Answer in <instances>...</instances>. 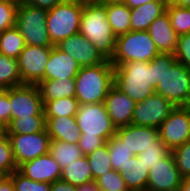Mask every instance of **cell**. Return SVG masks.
Segmentation results:
<instances>
[{
    "instance_id": "6",
    "label": "cell",
    "mask_w": 190,
    "mask_h": 191,
    "mask_svg": "<svg viewBox=\"0 0 190 191\" xmlns=\"http://www.w3.org/2000/svg\"><path fill=\"white\" fill-rule=\"evenodd\" d=\"M83 8L74 0H63L47 12V30L54 46L79 32Z\"/></svg>"
},
{
    "instance_id": "34",
    "label": "cell",
    "mask_w": 190,
    "mask_h": 191,
    "mask_svg": "<svg viewBox=\"0 0 190 191\" xmlns=\"http://www.w3.org/2000/svg\"><path fill=\"white\" fill-rule=\"evenodd\" d=\"M166 11L170 16L171 26L178 36L190 33V8L168 2Z\"/></svg>"
},
{
    "instance_id": "19",
    "label": "cell",
    "mask_w": 190,
    "mask_h": 191,
    "mask_svg": "<svg viewBox=\"0 0 190 191\" xmlns=\"http://www.w3.org/2000/svg\"><path fill=\"white\" fill-rule=\"evenodd\" d=\"M147 31L160 53H175L178 42V35L171 26L170 16L167 11L156 18L149 25Z\"/></svg>"
},
{
    "instance_id": "43",
    "label": "cell",
    "mask_w": 190,
    "mask_h": 191,
    "mask_svg": "<svg viewBox=\"0 0 190 191\" xmlns=\"http://www.w3.org/2000/svg\"><path fill=\"white\" fill-rule=\"evenodd\" d=\"M10 105L9 88L0 90V122L6 126L10 123Z\"/></svg>"
},
{
    "instance_id": "13",
    "label": "cell",
    "mask_w": 190,
    "mask_h": 191,
    "mask_svg": "<svg viewBox=\"0 0 190 191\" xmlns=\"http://www.w3.org/2000/svg\"><path fill=\"white\" fill-rule=\"evenodd\" d=\"M52 48L26 45L17 58L23 84L37 85L45 80V69Z\"/></svg>"
},
{
    "instance_id": "12",
    "label": "cell",
    "mask_w": 190,
    "mask_h": 191,
    "mask_svg": "<svg viewBox=\"0 0 190 191\" xmlns=\"http://www.w3.org/2000/svg\"><path fill=\"white\" fill-rule=\"evenodd\" d=\"M10 122L19 117L45 115L44 103L39 89L34 84H22L9 88Z\"/></svg>"
},
{
    "instance_id": "40",
    "label": "cell",
    "mask_w": 190,
    "mask_h": 191,
    "mask_svg": "<svg viewBox=\"0 0 190 191\" xmlns=\"http://www.w3.org/2000/svg\"><path fill=\"white\" fill-rule=\"evenodd\" d=\"M19 4L0 2V32L16 25V12Z\"/></svg>"
},
{
    "instance_id": "28",
    "label": "cell",
    "mask_w": 190,
    "mask_h": 191,
    "mask_svg": "<svg viewBox=\"0 0 190 191\" xmlns=\"http://www.w3.org/2000/svg\"><path fill=\"white\" fill-rule=\"evenodd\" d=\"M26 46L19 29L13 26L0 32V53L7 57L17 59Z\"/></svg>"
},
{
    "instance_id": "10",
    "label": "cell",
    "mask_w": 190,
    "mask_h": 191,
    "mask_svg": "<svg viewBox=\"0 0 190 191\" xmlns=\"http://www.w3.org/2000/svg\"><path fill=\"white\" fill-rule=\"evenodd\" d=\"M17 167L49 153L50 136L46 129L37 133L7 134Z\"/></svg>"
},
{
    "instance_id": "38",
    "label": "cell",
    "mask_w": 190,
    "mask_h": 191,
    "mask_svg": "<svg viewBox=\"0 0 190 191\" xmlns=\"http://www.w3.org/2000/svg\"><path fill=\"white\" fill-rule=\"evenodd\" d=\"M17 169L18 167L14 160L11 143L8 136H6L0 140V171L6 176H9Z\"/></svg>"
},
{
    "instance_id": "16",
    "label": "cell",
    "mask_w": 190,
    "mask_h": 191,
    "mask_svg": "<svg viewBox=\"0 0 190 191\" xmlns=\"http://www.w3.org/2000/svg\"><path fill=\"white\" fill-rule=\"evenodd\" d=\"M116 135L135 155L143 152L148 147H154V143L160 140L158 129L133 124L117 128Z\"/></svg>"
},
{
    "instance_id": "24",
    "label": "cell",
    "mask_w": 190,
    "mask_h": 191,
    "mask_svg": "<svg viewBox=\"0 0 190 191\" xmlns=\"http://www.w3.org/2000/svg\"><path fill=\"white\" fill-rule=\"evenodd\" d=\"M106 16L116 37L131 31V9L124 2L105 3Z\"/></svg>"
},
{
    "instance_id": "25",
    "label": "cell",
    "mask_w": 190,
    "mask_h": 191,
    "mask_svg": "<svg viewBox=\"0 0 190 191\" xmlns=\"http://www.w3.org/2000/svg\"><path fill=\"white\" fill-rule=\"evenodd\" d=\"M42 101H52L64 97H75V79L42 80L37 84Z\"/></svg>"
},
{
    "instance_id": "45",
    "label": "cell",
    "mask_w": 190,
    "mask_h": 191,
    "mask_svg": "<svg viewBox=\"0 0 190 191\" xmlns=\"http://www.w3.org/2000/svg\"><path fill=\"white\" fill-rule=\"evenodd\" d=\"M152 61H153L154 87H156L161 79V74H162V53L155 56L152 59Z\"/></svg>"
},
{
    "instance_id": "1",
    "label": "cell",
    "mask_w": 190,
    "mask_h": 191,
    "mask_svg": "<svg viewBox=\"0 0 190 191\" xmlns=\"http://www.w3.org/2000/svg\"><path fill=\"white\" fill-rule=\"evenodd\" d=\"M75 79V98L79 104L104 103L114 85V66L105 60L95 66L81 67Z\"/></svg>"
},
{
    "instance_id": "26",
    "label": "cell",
    "mask_w": 190,
    "mask_h": 191,
    "mask_svg": "<svg viewBox=\"0 0 190 191\" xmlns=\"http://www.w3.org/2000/svg\"><path fill=\"white\" fill-rule=\"evenodd\" d=\"M61 180L76 187L93 182V173L87 157L84 155L61 169Z\"/></svg>"
},
{
    "instance_id": "30",
    "label": "cell",
    "mask_w": 190,
    "mask_h": 191,
    "mask_svg": "<svg viewBox=\"0 0 190 191\" xmlns=\"http://www.w3.org/2000/svg\"><path fill=\"white\" fill-rule=\"evenodd\" d=\"M45 115H31L13 119L7 126V134L37 133L45 130Z\"/></svg>"
},
{
    "instance_id": "32",
    "label": "cell",
    "mask_w": 190,
    "mask_h": 191,
    "mask_svg": "<svg viewBox=\"0 0 190 191\" xmlns=\"http://www.w3.org/2000/svg\"><path fill=\"white\" fill-rule=\"evenodd\" d=\"M107 145L112 169L115 171L124 169L128 164L129 159L135 156V154L125 146L124 142L119 139L116 134L107 141Z\"/></svg>"
},
{
    "instance_id": "22",
    "label": "cell",
    "mask_w": 190,
    "mask_h": 191,
    "mask_svg": "<svg viewBox=\"0 0 190 191\" xmlns=\"http://www.w3.org/2000/svg\"><path fill=\"white\" fill-rule=\"evenodd\" d=\"M169 1H153L131 9V31H147L149 25L166 12Z\"/></svg>"
},
{
    "instance_id": "7",
    "label": "cell",
    "mask_w": 190,
    "mask_h": 191,
    "mask_svg": "<svg viewBox=\"0 0 190 191\" xmlns=\"http://www.w3.org/2000/svg\"><path fill=\"white\" fill-rule=\"evenodd\" d=\"M46 10L29 4L20 3L16 12V27L26 45L53 48L47 30Z\"/></svg>"
},
{
    "instance_id": "11",
    "label": "cell",
    "mask_w": 190,
    "mask_h": 191,
    "mask_svg": "<svg viewBox=\"0 0 190 191\" xmlns=\"http://www.w3.org/2000/svg\"><path fill=\"white\" fill-rule=\"evenodd\" d=\"M175 107L162 95L154 93L135 103L131 124L158 129Z\"/></svg>"
},
{
    "instance_id": "39",
    "label": "cell",
    "mask_w": 190,
    "mask_h": 191,
    "mask_svg": "<svg viewBox=\"0 0 190 191\" xmlns=\"http://www.w3.org/2000/svg\"><path fill=\"white\" fill-rule=\"evenodd\" d=\"M171 152L181 177L190 176V140Z\"/></svg>"
},
{
    "instance_id": "3",
    "label": "cell",
    "mask_w": 190,
    "mask_h": 191,
    "mask_svg": "<svg viewBox=\"0 0 190 191\" xmlns=\"http://www.w3.org/2000/svg\"><path fill=\"white\" fill-rule=\"evenodd\" d=\"M79 33L95 46L99 54L111 61L117 37L107 21L105 4L84 6Z\"/></svg>"
},
{
    "instance_id": "20",
    "label": "cell",
    "mask_w": 190,
    "mask_h": 191,
    "mask_svg": "<svg viewBox=\"0 0 190 191\" xmlns=\"http://www.w3.org/2000/svg\"><path fill=\"white\" fill-rule=\"evenodd\" d=\"M80 69L77 61L53 46L45 69V80L74 79Z\"/></svg>"
},
{
    "instance_id": "21",
    "label": "cell",
    "mask_w": 190,
    "mask_h": 191,
    "mask_svg": "<svg viewBox=\"0 0 190 191\" xmlns=\"http://www.w3.org/2000/svg\"><path fill=\"white\" fill-rule=\"evenodd\" d=\"M45 129L51 140L79 143L81 133L75 116L45 117Z\"/></svg>"
},
{
    "instance_id": "53",
    "label": "cell",
    "mask_w": 190,
    "mask_h": 191,
    "mask_svg": "<svg viewBox=\"0 0 190 191\" xmlns=\"http://www.w3.org/2000/svg\"><path fill=\"white\" fill-rule=\"evenodd\" d=\"M7 136V126L0 122V140Z\"/></svg>"
},
{
    "instance_id": "17",
    "label": "cell",
    "mask_w": 190,
    "mask_h": 191,
    "mask_svg": "<svg viewBox=\"0 0 190 191\" xmlns=\"http://www.w3.org/2000/svg\"><path fill=\"white\" fill-rule=\"evenodd\" d=\"M17 170L24 176L37 182L52 184L61 179L60 165L49 153L21 164Z\"/></svg>"
},
{
    "instance_id": "36",
    "label": "cell",
    "mask_w": 190,
    "mask_h": 191,
    "mask_svg": "<svg viewBox=\"0 0 190 191\" xmlns=\"http://www.w3.org/2000/svg\"><path fill=\"white\" fill-rule=\"evenodd\" d=\"M15 187V191H50L51 184L47 182H37L29 179L15 170L9 175Z\"/></svg>"
},
{
    "instance_id": "5",
    "label": "cell",
    "mask_w": 190,
    "mask_h": 191,
    "mask_svg": "<svg viewBox=\"0 0 190 191\" xmlns=\"http://www.w3.org/2000/svg\"><path fill=\"white\" fill-rule=\"evenodd\" d=\"M159 54L148 31H129L116 38L115 53L111 63L122 65L135 61L150 62Z\"/></svg>"
},
{
    "instance_id": "54",
    "label": "cell",
    "mask_w": 190,
    "mask_h": 191,
    "mask_svg": "<svg viewBox=\"0 0 190 191\" xmlns=\"http://www.w3.org/2000/svg\"><path fill=\"white\" fill-rule=\"evenodd\" d=\"M0 2H8L13 4H20L21 0H0Z\"/></svg>"
},
{
    "instance_id": "47",
    "label": "cell",
    "mask_w": 190,
    "mask_h": 191,
    "mask_svg": "<svg viewBox=\"0 0 190 191\" xmlns=\"http://www.w3.org/2000/svg\"><path fill=\"white\" fill-rule=\"evenodd\" d=\"M0 191H15L14 184L9 176H5L0 181Z\"/></svg>"
},
{
    "instance_id": "48",
    "label": "cell",
    "mask_w": 190,
    "mask_h": 191,
    "mask_svg": "<svg viewBox=\"0 0 190 191\" xmlns=\"http://www.w3.org/2000/svg\"><path fill=\"white\" fill-rule=\"evenodd\" d=\"M153 1H168V0H124V3L130 8H136L143 4L153 2Z\"/></svg>"
},
{
    "instance_id": "27",
    "label": "cell",
    "mask_w": 190,
    "mask_h": 191,
    "mask_svg": "<svg viewBox=\"0 0 190 191\" xmlns=\"http://www.w3.org/2000/svg\"><path fill=\"white\" fill-rule=\"evenodd\" d=\"M49 154L60 165L61 169L84 156L78 144L58 140H51Z\"/></svg>"
},
{
    "instance_id": "33",
    "label": "cell",
    "mask_w": 190,
    "mask_h": 191,
    "mask_svg": "<svg viewBox=\"0 0 190 191\" xmlns=\"http://www.w3.org/2000/svg\"><path fill=\"white\" fill-rule=\"evenodd\" d=\"M93 173L94 182L112 169L107 142L93 152L86 155Z\"/></svg>"
},
{
    "instance_id": "31",
    "label": "cell",
    "mask_w": 190,
    "mask_h": 191,
    "mask_svg": "<svg viewBox=\"0 0 190 191\" xmlns=\"http://www.w3.org/2000/svg\"><path fill=\"white\" fill-rule=\"evenodd\" d=\"M45 117L75 116L79 102L75 97H64L52 101H43Z\"/></svg>"
},
{
    "instance_id": "50",
    "label": "cell",
    "mask_w": 190,
    "mask_h": 191,
    "mask_svg": "<svg viewBox=\"0 0 190 191\" xmlns=\"http://www.w3.org/2000/svg\"><path fill=\"white\" fill-rule=\"evenodd\" d=\"M82 6L87 5H102L105 4V0H74Z\"/></svg>"
},
{
    "instance_id": "9",
    "label": "cell",
    "mask_w": 190,
    "mask_h": 191,
    "mask_svg": "<svg viewBox=\"0 0 190 191\" xmlns=\"http://www.w3.org/2000/svg\"><path fill=\"white\" fill-rule=\"evenodd\" d=\"M160 140L170 151L190 140V108L176 106L169 116L161 123Z\"/></svg>"
},
{
    "instance_id": "35",
    "label": "cell",
    "mask_w": 190,
    "mask_h": 191,
    "mask_svg": "<svg viewBox=\"0 0 190 191\" xmlns=\"http://www.w3.org/2000/svg\"><path fill=\"white\" fill-rule=\"evenodd\" d=\"M170 152L167 146L159 140L157 143H154V147H148L136 156L142 160L145 167L151 169L157 163L161 162Z\"/></svg>"
},
{
    "instance_id": "23",
    "label": "cell",
    "mask_w": 190,
    "mask_h": 191,
    "mask_svg": "<svg viewBox=\"0 0 190 191\" xmlns=\"http://www.w3.org/2000/svg\"><path fill=\"white\" fill-rule=\"evenodd\" d=\"M129 191H146L149 168L136 155L129 159L124 169L118 171Z\"/></svg>"
},
{
    "instance_id": "29",
    "label": "cell",
    "mask_w": 190,
    "mask_h": 191,
    "mask_svg": "<svg viewBox=\"0 0 190 191\" xmlns=\"http://www.w3.org/2000/svg\"><path fill=\"white\" fill-rule=\"evenodd\" d=\"M17 59L0 53V90L22 85Z\"/></svg>"
},
{
    "instance_id": "55",
    "label": "cell",
    "mask_w": 190,
    "mask_h": 191,
    "mask_svg": "<svg viewBox=\"0 0 190 191\" xmlns=\"http://www.w3.org/2000/svg\"><path fill=\"white\" fill-rule=\"evenodd\" d=\"M109 2H124V0H105V3H109Z\"/></svg>"
},
{
    "instance_id": "49",
    "label": "cell",
    "mask_w": 190,
    "mask_h": 191,
    "mask_svg": "<svg viewBox=\"0 0 190 191\" xmlns=\"http://www.w3.org/2000/svg\"><path fill=\"white\" fill-rule=\"evenodd\" d=\"M77 191H100V190L96 186V183L93 181L91 183L78 186Z\"/></svg>"
},
{
    "instance_id": "52",
    "label": "cell",
    "mask_w": 190,
    "mask_h": 191,
    "mask_svg": "<svg viewBox=\"0 0 190 191\" xmlns=\"http://www.w3.org/2000/svg\"><path fill=\"white\" fill-rule=\"evenodd\" d=\"M180 190L181 191H190V176L182 178Z\"/></svg>"
},
{
    "instance_id": "56",
    "label": "cell",
    "mask_w": 190,
    "mask_h": 191,
    "mask_svg": "<svg viewBox=\"0 0 190 191\" xmlns=\"http://www.w3.org/2000/svg\"><path fill=\"white\" fill-rule=\"evenodd\" d=\"M6 175L2 172V171H0V181L5 177Z\"/></svg>"
},
{
    "instance_id": "37",
    "label": "cell",
    "mask_w": 190,
    "mask_h": 191,
    "mask_svg": "<svg viewBox=\"0 0 190 191\" xmlns=\"http://www.w3.org/2000/svg\"><path fill=\"white\" fill-rule=\"evenodd\" d=\"M95 183L103 191H129L121 174L115 170L106 172Z\"/></svg>"
},
{
    "instance_id": "18",
    "label": "cell",
    "mask_w": 190,
    "mask_h": 191,
    "mask_svg": "<svg viewBox=\"0 0 190 191\" xmlns=\"http://www.w3.org/2000/svg\"><path fill=\"white\" fill-rule=\"evenodd\" d=\"M135 103V101L114 85L111 87L104 104L116 128L131 124Z\"/></svg>"
},
{
    "instance_id": "42",
    "label": "cell",
    "mask_w": 190,
    "mask_h": 191,
    "mask_svg": "<svg viewBox=\"0 0 190 191\" xmlns=\"http://www.w3.org/2000/svg\"><path fill=\"white\" fill-rule=\"evenodd\" d=\"M105 143L106 141L102 137L81 136L78 145L83 155L86 156Z\"/></svg>"
},
{
    "instance_id": "2",
    "label": "cell",
    "mask_w": 190,
    "mask_h": 191,
    "mask_svg": "<svg viewBox=\"0 0 190 191\" xmlns=\"http://www.w3.org/2000/svg\"><path fill=\"white\" fill-rule=\"evenodd\" d=\"M114 66V86L139 102L155 93L153 61L126 62Z\"/></svg>"
},
{
    "instance_id": "8",
    "label": "cell",
    "mask_w": 190,
    "mask_h": 191,
    "mask_svg": "<svg viewBox=\"0 0 190 191\" xmlns=\"http://www.w3.org/2000/svg\"><path fill=\"white\" fill-rule=\"evenodd\" d=\"M81 136L102 137L106 142L116 134V127L104 103L79 104L75 115Z\"/></svg>"
},
{
    "instance_id": "46",
    "label": "cell",
    "mask_w": 190,
    "mask_h": 191,
    "mask_svg": "<svg viewBox=\"0 0 190 191\" xmlns=\"http://www.w3.org/2000/svg\"><path fill=\"white\" fill-rule=\"evenodd\" d=\"M50 191H77V187L60 179L51 184Z\"/></svg>"
},
{
    "instance_id": "51",
    "label": "cell",
    "mask_w": 190,
    "mask_h": 191,
    "mask_svg": "<svg viewBox=\"0 0 190 191\" xmlns=\"http://www.w3.org/2000/svg\"><path fill=\"white\" fill-rule=\"evenodd\" d=\"M169 2L179 7L190 8V0H170Z\"/></svg>"
},
{
    "instance_id": "41",
    "label": "cell",
    "mask_w": 190,
    "mask_h": 191,
    "mask_svg": "<svg viewBox=\"0 0 190 191\" xmlns=\"http://www.w3.org/2000/svg\"><path fill=\"white\" fill-rule=\"evenodd\" d=\"M174 55L177 62L190 69V33L178 36Z\"/></svg>"
},
{
    "instance_id": "14",
    "label": "cell",
    "mask_w": 190,
    "mask_h": 191,
    "mask_svg": "<svg viewBox=\"0 0 190 191\" xmlns=\"http://www.w3.org/2000/svg\"><path fill=\"white\" fill-rule=\"evenodd\" d=\"M182 177L170 152L161 162L149 169L147 190L175 191L180 189Z\"/></svg>"
},
{
    "instance_id": "44",
    "label": "cell",
    "mask_w": 190,
    "mask_h": 191,
    "mask_svg": "<svg viewBox=\"0 0 190 191\" xmlns=\"http://www.w3.org/2000/svg\"><path fill=\"white\" fill-rule=\"evenodd\" d=\"M63 0H21L22 3L32 5L34 7L42 8L46 11L53 9Z\"/></svg>"
},
{
    "instance_id": "15",
    "label": "cell",
    "mask_w": 190,
    "mask_h": 191,
    "mask_svg": "<svg viewBox=\"0 0 190 191\" xmlns=\"http://www.w3.org/2000/svg\"><path fill=\"white\" fill-rule=\"evenodd\" d=\"M55 46L77 61L80 67L95 66L106 60L79 32L61 40Z\"/></svg>"
},
{
    "instance_id": "4",
    "label": "cell",
    "mask_w": 190,
    "mask_h": 191,
    "mask_svg": "<svg viewBox=\"0 0 190 191\" xmlns=\"http://www.w3.org/2000/svg\"><path fill=\"white\" fill-rule=\"evenodd\" d=\"M155 93L174 106H188L190 103V69L177 62L174 54L162 53V74Z\"/></svg>"
}]
</instances>
